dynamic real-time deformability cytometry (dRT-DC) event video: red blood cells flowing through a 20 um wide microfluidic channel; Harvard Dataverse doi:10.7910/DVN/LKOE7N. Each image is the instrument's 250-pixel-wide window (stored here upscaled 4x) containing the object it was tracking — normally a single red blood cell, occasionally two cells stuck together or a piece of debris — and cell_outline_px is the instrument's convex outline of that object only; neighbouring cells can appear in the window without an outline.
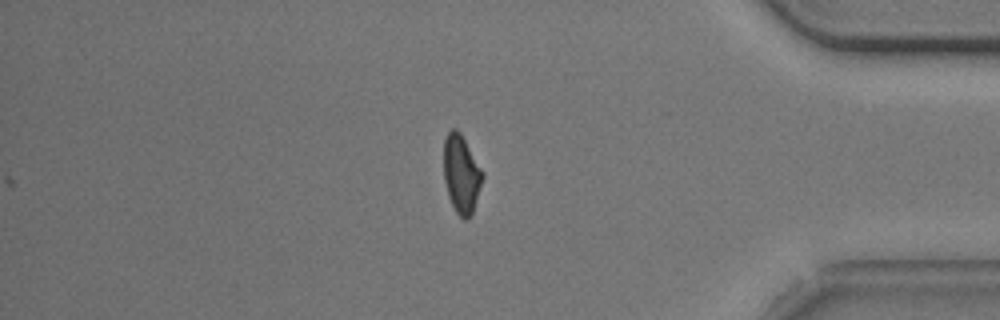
{"species": "common noctule bat (a hibernating species)", "species_latin": "Nyctalus noctula", "temperature_condition": "cold", "stored_images_in_passage": 46, "camera_frame_rate_fps": 3000, "um_per_image_px": 0.085, "animal": {"sex": "male", "body_mass_g": 20.5, "forearm_length_mm": 52.5}, "frame": {"image": 1, "passage_image": 46, "time_ms": 15.0, "image_size_px": [1000, 320], "cell_outline_px": [[484, 176], [472, 216], [468, 220], [464, 220], [456, 212], [448, 196], [444, 180], [444, 140], [448, 132], [452, 128], [456, 128], [460, 132], [484, 172]], "centroid_in_image_um": [39.23, 14.81], "position_along_channel_um": 396.0, "area_um2": 17.86}, "authors_computed_cell_mechanics": {"area_um2": 18.4093, "velocity_mm_per_s": 3.7366, "shape_relaxation_time_tau1_ms": 2.9125, "shape_relaxation_time_tau2_ms": 3.0125, "deformation_change_tau1": 0.1237, "deformation_change_tau2": 0.0999}}